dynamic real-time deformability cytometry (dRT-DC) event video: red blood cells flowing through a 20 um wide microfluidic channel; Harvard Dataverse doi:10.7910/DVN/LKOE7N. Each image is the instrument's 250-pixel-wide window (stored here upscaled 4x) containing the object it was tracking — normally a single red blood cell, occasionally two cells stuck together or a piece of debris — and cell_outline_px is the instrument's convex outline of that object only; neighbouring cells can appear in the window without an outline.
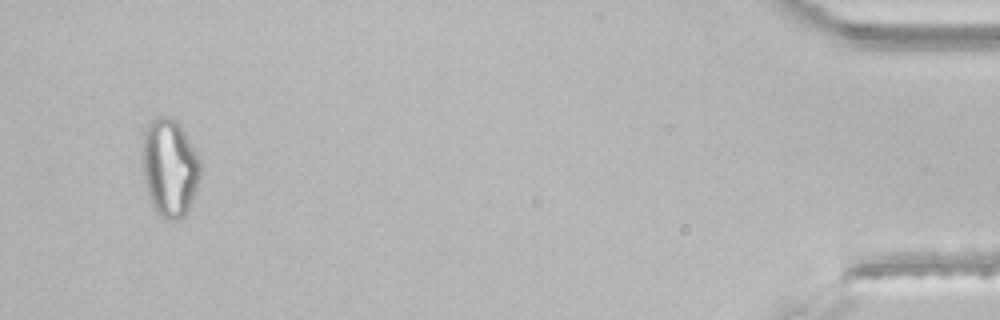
{"species": "common noctule bat (a hibernating species)", "species_latin": "Nyctalus noctula", "temperature_condition": "room temperature", "stored_images_in_passage": 34, "segment_of_instrument_passage": [2, 2], "camera_frame_rate_fps": 3000, "um_per_image_px": 0.085, "animal": {"sex": "male", "body_mass_g": 21.5, "forearm_length_mm": 52.0}, "frame": {"image": 1, "passage_image": 32, "time_ms": 10.333, "image_size_px": [1000, 320], "cell_outline_px": [[200, 176], [188, 212], [180, 220], [168, 220], [156, 212], [152, 204], [148, 192], [144, 176], [144, 132], [148, 124], [156, 116], [168, 116], [176, 120], [184, 132], [200, 160]], "centroid_in_image_um": [14.44, 14.27], "position_along_channel_um": 420.8, "area_um2": 32.48}}